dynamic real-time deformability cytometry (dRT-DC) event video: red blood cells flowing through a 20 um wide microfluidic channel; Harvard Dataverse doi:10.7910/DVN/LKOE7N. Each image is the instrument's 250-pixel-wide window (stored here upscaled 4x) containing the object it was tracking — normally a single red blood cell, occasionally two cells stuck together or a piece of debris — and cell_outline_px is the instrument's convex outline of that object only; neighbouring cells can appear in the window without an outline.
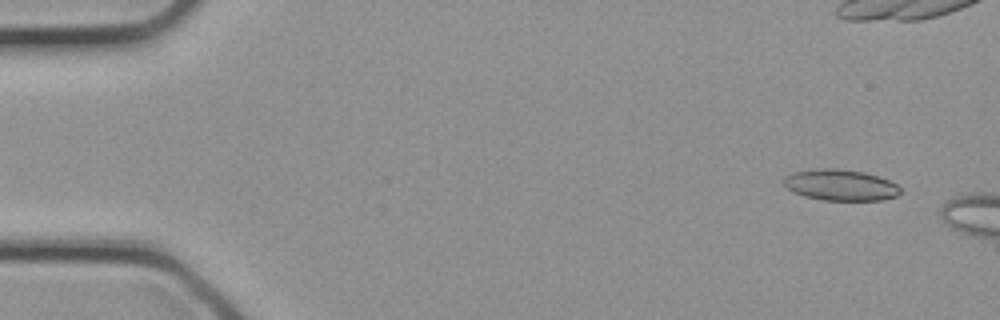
{"species": "common noctule bat (a hibernating species)", "species_latin": "Nyctalus noctula", "temperature_condition": "cold", "stored_images_in_passage": 6, "camera_frame_rate_fps": 3000, "um_per_image_px": 0.085, "animal": {"sex": "female", "body_mass_g": 21.9}, "frame": {"image": 1, "passage_image": 3, "time_ms": 0.667, "image_size_px": [1000, 320], "cell_outline_px": [[900, 192], [896, 196], [884, 200], [824, 200], [804, 196], [792, 192], [784, 184], [784, 176], [796, 172], [820, 168], [832, 168], [864, 172], [888, 180], [896, 184], [900, 188]], "centroid_in_image_um": [71.44, 15.73], "position_along_channel_um": 13.6, "area_um2": 20.92}}